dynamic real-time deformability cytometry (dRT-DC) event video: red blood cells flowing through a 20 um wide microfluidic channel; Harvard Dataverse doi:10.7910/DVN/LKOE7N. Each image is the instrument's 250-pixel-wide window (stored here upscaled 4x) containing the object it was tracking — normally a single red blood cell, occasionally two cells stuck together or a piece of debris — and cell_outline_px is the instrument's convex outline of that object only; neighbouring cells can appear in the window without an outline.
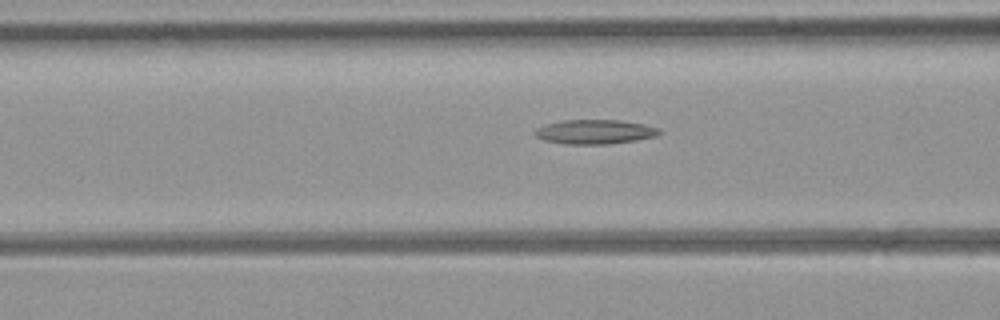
{"species": "common noctule bat (a hibernating species)", "species_latin": "Nyctalus noctula", "temperature_condition": "room temperature", "stored_images_in_passage": 13, "camera_frame_rate_fps": 3000, "um_per_image_px": 0.085, "animal": {"sex": "female", "body_mass_g": 21.9}, "frame": {"image": 1, "passage_image": 11, "time_ms": 3.333, "image_size_px": [1000, 320], "cell_outline_px": [[660, 132], [656, 136], [636, 140], [608, 144], [564, 144], [544, 140], [536, 136], [532, 132], [536, 128], [548, 124], [564, 120], [620, 120], [644, 124], [656, 128]], "centroid_in_image_um": [50.52, 11.21], "position_along_channel_um": 116.1, "area_um2": 17.51}}